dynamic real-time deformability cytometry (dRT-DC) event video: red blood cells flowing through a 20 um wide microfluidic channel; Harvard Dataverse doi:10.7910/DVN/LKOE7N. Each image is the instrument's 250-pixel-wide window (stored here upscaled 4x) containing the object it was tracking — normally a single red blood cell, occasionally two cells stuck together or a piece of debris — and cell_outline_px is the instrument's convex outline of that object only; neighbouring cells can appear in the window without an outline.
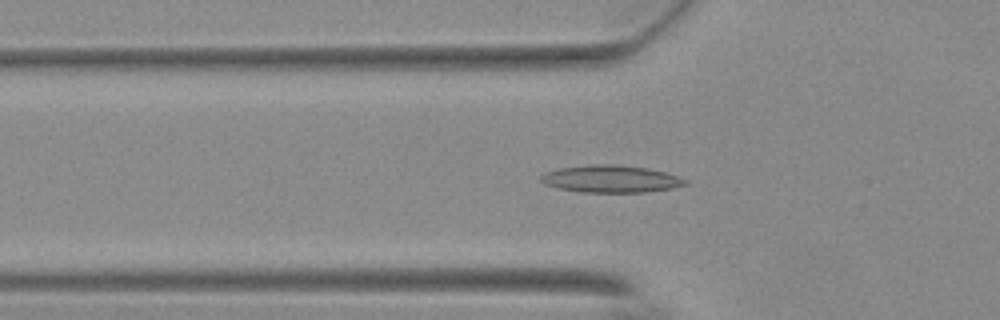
{"species": "Egyptian fruit bat (a non-hibernating species)", "species_latin": "Rousettus aegyptiacus", "temperature_condition": "warm", "stored_images_in_passage": 33, "camera_frame_rate_fps": 3000, "um_per_image_px": 0.085, "animal": {"sex": "female"}, "frame": {"image": 1, "passage_image": 7, "time_ms": 2.0, "image_size_px": [1000, 320], "cell_outline_px": [[688, 184], [672, 188], [644, 192], [580, 192], [556, 188], [544, 184], [540, 180], [540, 176], [544, 172], [560, 168], [592, 164], [616, 164], [648, 168], [664, 172], [688, 180]], "centroid_in_image_um": [51.89, 15.2], "position_along_channel_um": 73.9, "area_um2": 23.0}}
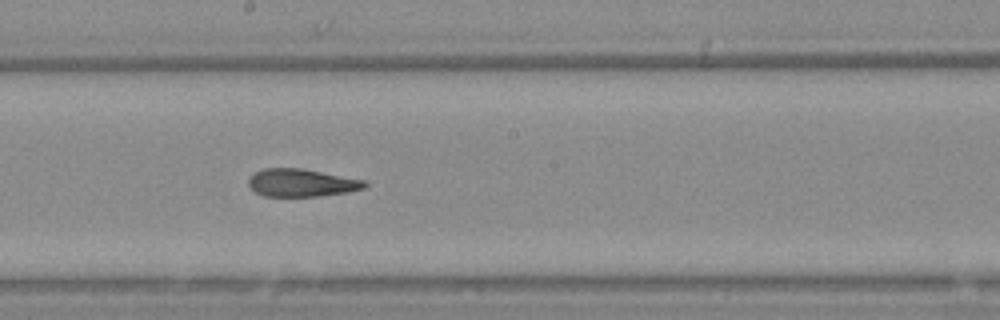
{"frame": {"image": 2, "passage_image": 19, "time_ms": 6.0, "image_size_px": [1000, 320], "cell_outline_px": [[368, 184], [364, 188], [348, 192], [320, 196], [264, 196], [256, 192], [248, 184], [248, 176], [252, 172], [264, 168], [300, 168], [368, 180]], "centroid_in_image_um": [25.63, 15.53], "position_along_channel_um": 222.6, "area_um2": 19.02}}
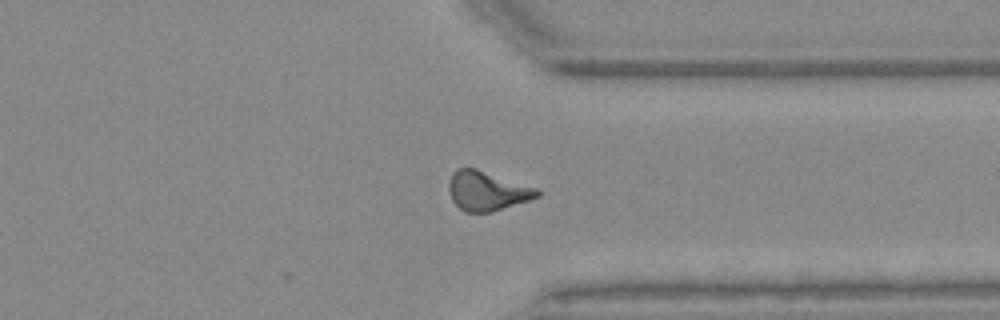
{"frame": {"image": 3, "passage_image": 31, "time_ms": 10.0, "image_size_px": [1000, 320], "cell_outline_px": [[540, 196], [528, 200], [488, 212], [464, 212], [452, 200], [448, 192], [448, 180], [452, 172], [456, 168], [476, 168], [540, 188]], "centroid_in_image_um": [41.38, 16.2], "position_along_channel_um": 370.0, "area_um2": 20.4}, "authors_computed_cell_mechanics": {"area_um2": 19.7676, "velocity_mm_per_s": 3.7105, "shape_relaxation_time_tau1_ms": null, "shape_relaxation_time_tau2_ms": 5.1782, "deformation_change_tau1": null, "deformation_change_tau2": 0.1522}}